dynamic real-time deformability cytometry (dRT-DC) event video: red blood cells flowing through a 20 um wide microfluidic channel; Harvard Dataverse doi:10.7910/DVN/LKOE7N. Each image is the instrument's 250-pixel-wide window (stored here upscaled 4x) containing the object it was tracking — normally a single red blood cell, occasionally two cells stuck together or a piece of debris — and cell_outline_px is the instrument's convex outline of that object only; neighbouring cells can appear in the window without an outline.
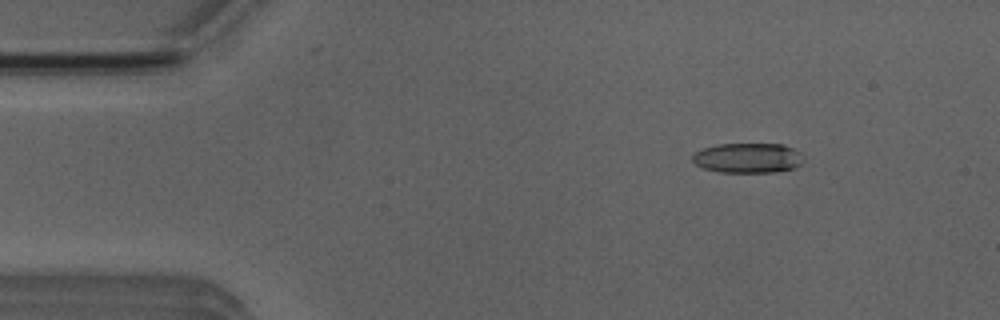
{"species": "Egyptian fruit bat (a non-hibernating species)", "species_latin": "Rousettus aegyptiacus", "temperature_condition": "room temperature", "stored_images_in_passage": 6, "camera_frame_rate_fps": 3000, "um_per_image_px": 0.085, "animal": {"sex": "male"}, "frame": {"image": 1, "passage_image": 3, "time_ms": 2.0, "image_size_px": [1000, 320], "cell_outline_px": [[804, 160], [796, 168], [772, 172], [720, 172], [704, 168], [696, 164], [692, 160], [692, 156], [696, 152], [704, 148], [716, 144], [784, 144], [800, 152], [804, 156]], "centroid_in_image_um": [63.6, 13.42], "position_along_channel_um": 21.4, "area_um2": 19.42}}